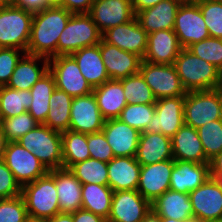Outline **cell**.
<instances>
[{"instance_id": "cell-1", "label": "cell", "mask_w": 222, "mask_h": 222, "mask_svg": "<svg viewBox=\"0 0 222 222\" xmlns=\"http://www.w3.org/2000/svg\"><path fill=\"white\" fill-rule=\"evenodd\" d=\"M71 16V12L55 4L33 13L26 53L47 59L57 56L58 38Z\"/></svg>"}, {"instance_id": "cell-2", "label": "cell", "mask_w": 222, "mask_h": 222, "mask_svg": "<svg viewBox=\"0 0 222 222\" xmlns=\"http://www.w3.org/2000/svg\"><path fill=\"white\" fill-rule=\"evenodd\" d=\"M174 65L186 92L219 89L222 84V72L187 48L181 49Z\"/></svg>"}, {"instance_id": "cell-3", "label": "cell", "mask_w": 222, "mask_h": 222, "mask_svg": "<svg viewBox=\"0 0 222 222\" xmlns=\"http://www.w3.org/2000/svg\"><path fill=\"white\" fill-rule=\"evenodd\" d=\"M21 196L29 218L45 220L61 213L55 186V169L24 185Z\"/></svg>"}, {"instance_id": "cell-4", "label": "cell", "mask_w": 222, "mask_h": 222, "mask_svg": "<svg viewBox=\"0 0 222 222\" xmlns=\"http://www.w3.org/2000/svg\"><path fill=\"white\" fill-rule=\"evenodd\" d=\"M17 142L32 152L48 171L63 168L60 132L50 129L45 124H38Z\"/></svg>"}, {"instance_id": "cell-5", "label": "cell", "mask_w": 222, "mask_h": 222, "mask_svg": "<svg viewBox=\"0 0 222 222\" xmlns=\"http://www.w3.org/2000/svg\"><path fill=\"white\" fill-rule=\"evenodd\" d=\"M102 33L88 13L72 14L57 43V56L71 55L81 48L97 45Z\"/></svg>"}, {"instance_id": "cell-6", "label": "cell", "mask_w": 222, "mask_h": 222, "mask_svg": "<svg viewBox=\"0 0 222 222\" xmlns=\"http://www.w3.org/2000/svg\"><path fill=\"white\" fill-rule=\"evenodd\" d=\"M184 124L195 129L210 121L222 119L220 89L186 92Z\"/></svg>"}, {"instance_id": "cell-7", "label": "cell", "mask_w": 222, "mask_h": 222, "mask_svg": "<svg viewBox=\"0 0 222 222\" xmlns=\"http://www.w3.org/2000/svg\"><path fill=\"white\" fill-rule=\"evenodd\" d=\"M33 13L15 6L0 9V48L27 51Z\"/></svg>"}, {"instance_id": "cell-8", "label": "cell", "mask_w": 222, "mask_h": 222, "mask_svg": "<svg viewBox=\"0 0 222 222\" xmlns=\"http://www.w3.org/2000/svg\"><path fill=\"white\" fill-rule=\"evenodd\" d=\"M173 31L182 48L209 38L203 14L194 0H184L179 6Z\"/></svg>"}, {"instance_id": "cell-9", "label": "cell", "mask_w": 222, "mask_h": 222, "mask_svg": "<svg viewBox=\"0 0 222 222\" xmlns=\"http://www.w3.org/2000/svg\"><path fill=\"white\" fill-rule=\"evenodd\" d=\"M2 160L21 187L45 176L49 171L40 160L16 142H7Z\"/></svg>"}, {"instance_id": "cell-10", "label": "cell", "mask_w": 222, "mask_h": 222, "mask_svg": "<svg viewBox=\"0 0 222 222\" xmlns=\"http://www.w3.org/2000/svg\"><path fill=\"white\" fill-rule=\"evenodd\" d=\"M49 71L54 76L56 88L73 98L93 92V88L86 81L71 55H59L49 59Z\"/></svg>"}, {"instance_id": "cell-11", "label": "cell", "mask_w": 222, "mask_h": 222, "mask_svg": "<svg viewBox=\"0 0 222 222\" xmlns=\"http://www.w3.org/2000/svg\"><path fill=\"white\" fill-rule=\"evenodd\" d=\"M139 72L157 100L186 95L174 64H153L142 60Z\"/></svg>"}, {"instance_id": "cell-12", "label": "cell", "mask_w": 222, "mask_h": 222, "mask_svg": "<svg viewBox=\"0 0 222 222\" xmlns=\"http://www.w3.org/2000/svg\"><path fill=\"white\" fill-rule=\"evenodd\" d=\"M185 96L158 99L155 114L146 128L147 132L162 133L172 138L184 125Z\"/></svg>"}, {"instance_id": "cell-13", "label": "cell", "mask_w": 222, "mask_h": 222, "mask_svg": "<svg viewBox=\"0 0 222 222\" xmlns=\"http://www.w3.org/2000/svg\"><path fill=\"white\" fill-rule=\"evenodd\" d=\"M193 217L201 222H222V191L213 178L189 192Z\"/></svg>"}, {"instance_id": "cell-14", "label": "cell", "mask_w": 222, "mask_h": 222, "mask_svg": "<svg viewBox=\"0 0 222 222\" xmlns=\"http://www.w3.org/2000/svg\"><path fill=\"white\" fill-rule=\"evenodd\" d=\"M151 209V203L137 190L115 191L107 222H141Z\"/></svg>"}, {"instance_id": "cell-15", "label": "cell", "mask_w": 222, "mask_h": 222, "mask_svg": "<svg viewBox=\"0 0 222 222\" xmlns=\"http://www.w3.org/2000/svg\"><path fill=\"white\" fill-rule=\"evenodd\" d=\"M104 122L105 119L101 115L93 92L85 96L73 98L69 130L91 134L102 131Z\"/></svg>"}, {"instance_id": "cell-16", "label": "cell", "mask_w": 222, "mask_h": 222, "mask_svg": "<svg viewBox=\"0 0 222 222\" xmlns=\"http://www.w3.org/2000/svg\"><path fill=\"white\" fill-rule=\"evenodd\" d=\"M103 34L135 18L132 0H94L88 13Z\"/></svg>"}, {"instance_id": "cell-17", "label": "cell", "mask_w": 222, "mask_h": 222, "mask_svg": "<svg viewBox=\"0 0 222 222\" xmlns=\"http://www.w3.org/2000/svg\"><path fill=\"white\" fill-rule=\"evenodd\" d=\"M102 39L108 44L134 53L143 59L147 48L148 33L135 17L125 24L108 29L102 34Z\"/></svg>"}, {"instance_id": "cell-18", "label": "cell", "mask_w": 222, "mask_h": 222, "mask_svg": "<svg viewBox=\"0 0 222 222\" xmlns=\"http://www.w3.org/2000/svg\"><path fill=\"white\" fill-rule=\"evenodd\" d=\"M174 159L141 166L137 191L150 203L169 190Z\"/></svg>"}, {"instance_id": "cell-19", "label": "cell", "mask_w": 222, "mask_h": 222, "mask_svg": "<svg viewBox=\"0 0 222 222\" xmlns=\"http://www.w3.org/2000/svg\"><path fill=\"white\" fill-rule=\"evenodd\" d=\"M100 53L110 79L121 80L139 73L142 58L108 44L103 39L100 42Z\"/></svg>"}, {"instance_id": "cell-20", "label": "cell", "mask_w": 222, "mask_h": 222, "mask_svg": "<svg viewBox=\"0 0 222 222\" xmlns=\"http://www.w3.org/2000/svg\"><path fill=\"white\" fill-rule=\"evenodd\" d=\"M181 49L173 29L155 31L148 34L147 48L142 60L153 64L171 65Z\"/></svg>"}, {"instance_id": "cell-21", "label": "cell", "mask_w": 222, "mask_h": 222, "mask_svg": "<svg viewBox=\"0 0 222 222\" xmlns=\"http://www.w3.org/2000/svg\"><path fill=\"white\" fill-rule=\"evenodd\" d=\"M102 131L114 157H135L141 132L118 118L105 120Z\"/></svg>"}, {"instance_id": "cell-22", "label": "cell", "mask_w": 222, "mask_h": 222, "mask_svg": "<svg viewBox=\"0 0 222 222\" xmlns=\"http://www.w3.org/2000/svg\"><path fill=\"white\" fill-rule=\"evenodd\" d=\"M210 177L209 163L174 160L169 189L189 194Z\"/></svg>"}, {"instance_id": "cell-23", "label": "cell", "mask_w": 222, "mask_h": 222, "mask_svg": "<svg viewBox=\"0 0 222 222\" xmlns=\"http://www.w3.org/2000/svg\"><path fill=\"white\" fill-rule=\"evenodd\" d=\"M184 0H162L154 7L136 13L140 26L148 33L174 28L176 13Z\"/></svg>"}, {"instance_id": "cell-24", "label": "cell", "mask_w": 222, "mask_h": 222, "mask_svg": "<svg viewBox=\"0 0 222 222\" xmlns=\"http://www.w3.org/2000/svg\"><path fill=\"white\" fill-rule=\"evenodd\" d=\"M135 159L141 166L174 159L171 138L162 133L141 132Z\"/></svg>"}, {"instance_id": "cell-25", "label": "cell", "mask_w": 222, "mask_h": 222, "mask_svg": "<svg viewBox=\"0 0 222 222\" xmlns=\"http://www.w3.org/2000/svg\"><path fill=\"white\" fill-rule=\"evenodd\" d=\"M108 186L115 191L137 190L141 165L135 157H114L107 163Z\"/></svg>"}, {"instance_id": "cell-26", "label": "cell", "mask_w": 222, "mask_h": 222, "mask_svg": "<svg viewBox=\"0 0 222 222\" xmlns=\"http://www.w3.org/2000/svg\"><path fill=\"white\" fill-rule=\"evenodd\" d=\"M174 160L209 163L197 129L184 124L171 138Z\"/></svg>"}, {"instance_id": "cell-27", "label": "cell", "mask_w": 222, "mask_h": 222, "mask_svg": "<svg viewBox=\"0 0 222 222\" xmlns=\"http://www.w3.org/2000/svg\"><path fill=\"white\" fill-rule=\"evenodd\" d=\"M37 62H42L43 66L39 67ZM48 70L49 59L25 53L21 55L7 86L15 90H30Z\"/></svg>"}, {"instance_id": "cell-28", "label": "cell", "mask_w": 222, "mask_h": 222, "mask_svg": "<svg viewBox=\"0 0 222 222\" xmlns=\"http://www.w3.org/2000/svg\"><path fill=\"white\" fill-rule=\"evenodd\" d=\"M55 186L61 213H72L81 209L82 183L69 169H55Z\"/></svg>"}, {"instance_id": "cell-29", "label": "cell", "mask_w": 222, "mask_h": 222, "mask_svg": "<svg viewBox=\"0 0 222 222\" xmlns=\"http://www.w3.org/2000/svg\"><path fill=\"white\" fill-rule=\"evenodd\" d=\"M71 56L77 62L80 72L92 88L100 86L110 79L100 53V43L81 48L72 53Z\"/></svg>"}, {"instance_id": "cell-30", "label": "cell", "mask_w": 222, "mask_h": 222, "mask_svg": "<svg viewBox=\"0 0 222 222\" xmlns=\"http://www.w3.org/2000/svg\"><path fill=\"white\" fill-rule=\"evenodd\" d=\"M93 94L105 120L118 118L128 104L120 80L109 79L102 85L93 88Z\"/></svg>"}, {"instance_id": "cell-31", "label": "cell", "mask_w": 222, "mask_h": 222, "mask_svg": "<svg viewBox=\"0 0 222 222\" xmlns=\"http://www.w3.org/2000/svg\"><path fill=\"white\" fill-rule=\"evenodd\" d=\"M151 208L161 218L185 220L193 218L192 204L189 194L167 190L151 203Z\"/></svg>"}, {"instance_id": "cell-32", "label": "cell", "mask_w": 222, "mask_h": 222, "mask_svg": "<svg viewBox=\"0 0 222 222\" xmlns=\"http://www.w3.org/2000/svg\"><path fill=\"white\" fill-rule=\"evenodd\" d=\"M55 88L54 76L48 70L30 89L32 102L27 111L39 124L45 123L50 110L49 100Z\"/></svg>"}, {"instance_id": "cell-33", "label": "cell", "mask_w": 222, "mask_h": 222, "mask_svg": "<svg viewBox=\"0 0 222 222\" xmlns=\"http://www.w3.org/2000/svg\"><path fill=\"white\" fill-rule=\"evenodd\" d=\"M72 100L73 97L66 92L55 88L49 100L50 110L44 124L60 133L69 130Z\"/></svg>"}, {"instance_id": "cell-34", "label": "cell", "mask_w": 222, "mask_h": 222, "mask_svg": "<svg viewBox=\"0 0 222 222\" xmlns=\"http://www.w3.org/2000/svg\"><path fill=\"white\" fill-rule=\"evenodd\" d=\"M82 209L108 219L113 190L108 185L82 184Z\"/></svg>"}, {"instance_id": "cell-35", "label": "cell", "mask_w": 222, "mask_h": 222, "mask_svg": "<svg viewBox=\"0 0 222 222\" xmlns=\"http://www.w3.org/2000/svg\"><path fill=\"white\" fill-rule=\"evenodd\" d=\"M63 168L90 158L87 134L67 130L61 133Z\"/></svg>"}, {"instance_id": "cell-36", "label": "cell", "mask_w": 222, "mask_h": 222, "mask_svg": "<svg viewBox=\"0 0 222 222\" xmlns=\"http://www.w3.org/2000/svg\"><path fill=\"white\" fill-rule=\"evenodd\" d=\"M31 102L30 90H15L8 86H0V114L2 118L25 113Z\"/></svg>"}, {"instance_id": "cell-37", "label": "cell", "mask_w": 222, "mask_h": 222, "mask_svg": "<svg viewBox=\"0 0 222 222\" xmlns=\"http://www.w3.org/2000/svg\"><path fill=\"white\" fill-rule=\"evenodd\" d=\"M69 170L82 184L108 185L107 162L89 158L77 162Z\"/></svg>"}, {"instance_id": "cell-38", "label": "cell", "mask_w": 222, "mask_h": 222, "mask_svg": "<svg viewBox=\"0 0 222 222\" xmlns=\"http://www.w3.org/2000/svg\"><path fill=\"white\" fill-rule=\"evenodd\" d=\"M120 82L123 86L124 96L127 103L132 104H155L157 99L151 88L145 82L141 73L130 75Z\"/></svg>"}, {"instance_id": "cell-39", "label": "cell", "mask_w": 222, "mask_h": 222, "mask_svg": "<svg viewBox=\"0 0 222 222\" xmlns=\"http://www.w3.org/2000/svg\"><path fill=\"white\" fill-rule=\"evenodd\" d=\"M154 114L155 104L128 103L121 111L118 119L132 128L137 129L139 132H144Z\"/></svg>"}, {"instance_id": "cell-40", "label": "cell", "mask_w": 222, "mask_h": 222, "mask_svg": "<svg viewBox=\"0 0 222 222\" xmlns=\"http://www.w3.org/2000/svg\"><path fill=\"white\" fill-rule=\"evenodd\" d=\"M205 156L210 161L222 151V119L210 121L197 128Z\"/></svg>"}, {"instance_id": "cell-41", "label": "cell", "mask_w": 222, "mask_h": 222, "mask_svg": "<svg viewBox=\"0 0 222 222\" xmlns=\"http://www.w3.org/2000/svg\"><path fill=\"white\" fill-rule=\"evenodd\" d=\"M202 14L210 37L222 39V0H194Z\"/></svg>"}, {"instance_id": "cell-42", "label": "cell", "mask_w": 222, "mask_h": 222, "mask_svg": "<svg viewBox=\"0 0 222 222\" xmlns=\"http://www.w3.org/2000/svg\"><path fill=\"white\" fill-rule=\"evenodd\" d=\"M38 124L29 112L26 111L10 118H3L2 130L7 142H16Z\"/></svg>"}, {"instance_id": "cell-43", "label": "cell", "mask_w": 222, "mask_h": 222, "mask_svg": "<svg viewBox=\"0 0 222 222\" xmlns=\"http://www.w3.org/2000/svg\"><path fill=\"white\" fill-rule=\"evenodd\" d=\"M187 49L222 72V39L209 37L190 45Z\"/></svg>"}, {"instance_id": "cell-44", "label": "cell", "mask_w": 222, "mask_h": 222, "mask_svg": "<svg viewBox=\"0 0 222 222\" xmlns=\"http://www.w3.org/2000/svg\"><path fill=\"white\" fill-rule=\"evenodd\" d=\"M28 220V212L21 195L1 200L0 222H27Z\"/></svg>"}, {"instance_id": "cell-45", "label": "cell", "mask_w": 222, "mask_h": 222, "mask_svg": "<svg viewBox=\"0 0 222 222\" xmlns=\"http://www.w3.org/2000/svg\"><path fill=\"white\" fill-rule=\"evenodd\" d=\"M25 54V51L16 48H0V86H7L12 73L21 59L20 53Z\"/></svg>"}, {"instance_id": "cell-46", "label": "cell", "mask_w": 222, "mask_h": 222, "mask_svg": "<svg viewBox=\"0 0 222 222\" xmlns=\"http://www.w3.org/2000/svg\"><path fill=\"white\" fill-rule=\"evenodd\" d=\"M87 144L90 158L107 163L114 158L111 146L108 144L103 131L87 134Z\"/></svg>"}, {"instance_id": "cell-47", "label": "cell", "mask_w": 222, "mask_h": 222, "mask_svg": "<svg viewBox=\"0 0 222 222\" xmlns=\"http://www.w3.org/2000/svg\"><path fill=\"white\" fill-rule=\"evenodd\" d=\"M22 187L16 181L12 171L0 160V197L13 198L21 195Z\"/></svg>"}, {"instance_id": "cell-48", "label": "cell", "mask_w": 222, "mask_h": 222, "mask_svg": "<svg viewBox=\"0 0 222 222\" xmlns=\"http://www.w3.org/2000/svg\"><path fill=\"white\" fill-rule=\"evenodd\" d=\"M94 0H59L55 5L63 7L72 14L89 13Z\"/></svg>"}, {"instance_id": "cell-49", "label": "cell", "mask_w": 222, "mask_h": 222, "mask_svg": "<svg viewBox=\"0 0 222 222\" xmlns=\"http://www.w3.org/2000/svg\"><path fill=\"white\" fill-rule=\"evenodd\" d=\"M53 4L50 0H13L12 6L23 8L26 11L36 13Z\"/></svg>"}, {"instance_id": "cell-50", "label": "cell", "mask_w": 222, "mask_h": 222, "mask_svg": "<svg viewBox=\"0 0 222 222\" xmlns=\"http://www.w3.org/2000/svg\"><path fill=\"white\" fill-rule=\"evenodd\" d=\"M72 219L73 222H107L103 217L82 208L72 212Z\"/></svg>"}, {"instance_id": "cell-51", "label": "cell", "mask_w": 222, "mask_h": 222, "mask_svg": "<svg viewBox=\"0 0 222 222\" xmlns=\"http://www.w3.org/2000/svg\"><path fill=\"white\" fill-rule=\"evenodd\" d=\"M210 175H222V151L209 162Z\"/></svg>"}, {"instance_id": "cell-52", "label": "cell", "mask_w": 222, "mask_h": 222, "mask_svg": "<svg viewBox=\"0 0 222 222\" xmlns=\"http://www.w3.org/2000/svg\"><path fill=\"white\" fill-rule=\"evenodd\" d=\"M162 0H132L135 14L147 8L154 7Z\"/></svg>"}, {"instance_id": "cell-53", "label": "cell", "mask_w": 222, "mask_h": 222, "mask_svg": "<svg viewBox=\"0 0 222 222\" xmlns=\"http://www.w3.org/2000/svg\"><path fill=\"white\" fill-rule=\"evenodd\" d=\"M46 222H73L72 213H59L51 218L46 219Z\"/></svg>"}, {"instance_id": "cell-54", "label": "cell", "mask_w": 222, "mask_h": 222, "mask_svg": "<svg viewBox=\"0 0 222 222\" xmlns=\"http://www.w3.org/2000/svg\"><path fill=\"white\" fill-rule=\"evenodd\" d=\"M141 222H161V217L151 209Z\"/></svg>"}, {"instance_id": "cell-55", "label": "cell", "mask_w": 222, "mask_h": 222, "mask_svg": "<svg viewBox=\"0 0 222 222\" xmlns=\"http://www.w3.org/2000/svg\"><path fill=\"white\" fill-rule=\"evenodd\" d=\"M7 145L5 134L3 133V130L0 129V160L3 158V153L5 151Z\"/></svg>"}, {"instance_id": "cell-56", "label": "cell", "mask_w": 222, "mask_h": 222, "mask_svg": "<svg viewBox=\"0 0 222 222\" xmlns=\"http://www.w3.org/2000/svg\"><path fill=\"white\" fill-rule=\"evenodd\" d=\"M161 222H201L197 218L185 219V220H174L171 218H161Z\"/></svg>"}, {"instance_id": "cell-57", "label": "cell", "mask_w": 222, "mask_h": 222, "mask_svg": "<svg viewBox=\"0 0 222 222\" xmlns=\"http://www.w3.org/2000/svg\"><path fill=\"white\" fill-rule=\"evenodd\" d=\"M210 176L215 180V182L218 184L219 188L222 191V175H210Z\"/></svg>"}, {"instance_id": "cell-58", "label": "cell", "mask_w": 222, "mask_h": 222, "mask_svg": "<svg viewBox=\"0 0 222 222\" xmlns=\"http://www.w3.org/2000/svg\"><path fill=\"white\" fill-rule=\"evenodd\" d=\"M13 0H0V9L12 6Z\"/></svg>"}, {"instance_id": "cell-59", "label": "cell", "mask_w": 222, "mask_h": 222, "mask_svg": "<svg viewBox=\"0 0 222 222\" xmlns=\"http://www.w3.org/2000/svg\"><path fill=\"white\" fill-rule=\"evenodd\" d=\"M27 222H46V219L43 220V219H32V218H29V220Z\"/></svg>"}, {"instance_id": "cell-60", "label": "cell", "mask_w": 222, "mask_h": 222, "mask_svg": "<svg viewBox=\"0 0 222 222\" xmlns=\"http://www.w3.org/2000/svg\"><path fill=\"white\" fill-rule=\"evenodd\" d=\"M2 123H3V118H2V116L0 114V129H2Z\"/></svg>"}, {"instance_id": "cell-61", "label": "cell", "mask_w": 222, "mask_h": 222, "mask_svg": "<svg viewBox=\"0 0 222 222\" xmlns=\"http://www.w3.org/2000/svg\"><path fill=\"white\" fill-rule=\"evenodd\" d=\"M59 0H50L52 4H56Z\"/></svg>"}, {"instance_id": "cell-62", "label": "cell", "mask_w": 222, "mask_h": 222, "mask_svg": "<svg viewBox=\"0 0 222 222\" xmlns=\"http://www.w3.org/2000/svg\"><path fill=\"white\" fill-rule=\"evenodd\" d=\"M219 89H220V91H221V93H222V84L219 86Z\"/></svg>"}]
</instances>
